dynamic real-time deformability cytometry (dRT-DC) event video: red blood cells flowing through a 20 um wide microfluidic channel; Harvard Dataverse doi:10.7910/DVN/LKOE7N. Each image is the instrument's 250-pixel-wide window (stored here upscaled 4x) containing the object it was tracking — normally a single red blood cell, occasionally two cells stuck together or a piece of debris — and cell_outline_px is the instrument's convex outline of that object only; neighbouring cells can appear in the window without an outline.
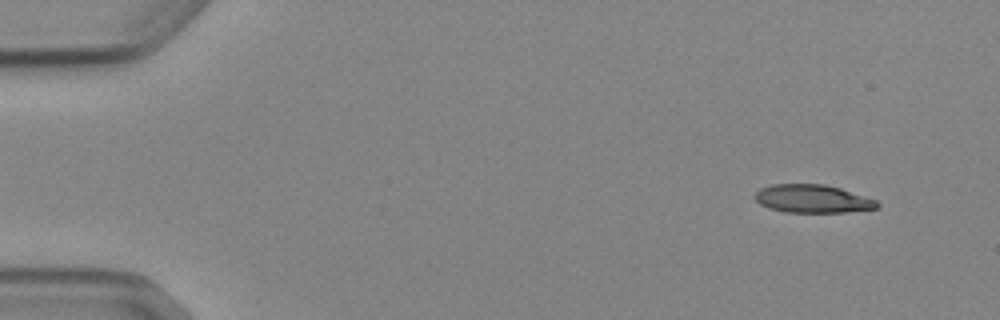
{"species": "Egyptian fruit bat (a non-hibernating species)", "species_latin": "Rousettus aegyptiacus", "temperature_condition": "cold", "stored_images_in_passage": 4, "camera_frame_rate_fps": 3000, "um_per_image_px": 0.085, "animal": {"sex": "female"}, "frame": {"image": 1, "passage_image": 1, "time_ms": 0.0, "image_size_px": [1000, 320], "cell_outline_px": [[880, 204], [876, 208], [844, 212], [784, 212], [768, 208], [760, 204], [752, 196], [760, 188], [772, 184], [824, 184], [840, 188], [876, 200]], "centroid_in_image_um": [69.01, 16.89], "position_along_channel_um": 16.0, "area_um2": 20.0}}